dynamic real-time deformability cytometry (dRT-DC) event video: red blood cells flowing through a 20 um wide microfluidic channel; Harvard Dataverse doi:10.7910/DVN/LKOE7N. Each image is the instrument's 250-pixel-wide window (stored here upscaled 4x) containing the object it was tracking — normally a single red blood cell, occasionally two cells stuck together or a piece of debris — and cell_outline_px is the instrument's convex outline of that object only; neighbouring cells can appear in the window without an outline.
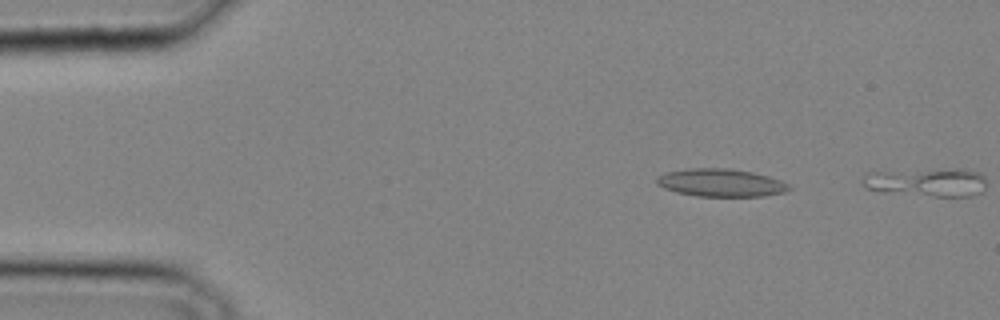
{"species": "common noctule bat (a hibernating species)", "species_latin": "Nyctalus noctula", "temperature_condition": "cold", "stored_images_in_passage": 5, "camera_frame_rate_fps": 3000, "um_per_image_px": 0.085, "animal": {"sex": "male", "body_mass_g": 20.4}, "frame": {"image": 1, "passage_image": 4, "time_ms": 1.0, "image_size_px": [1000, 320], "cell_outline_px": [[792, 188], [784, 192], [764, 196], [696, 196], [676, 192], [664, 188], [656, 184], [656, 176], [664, 172], [688, 168], [728, 168], [752, 172], [768, 176], [792, 184]], "centroid_in_image_um": [61.26, 15.53], "position_along_channel_um": 23.7, "area_um2": 21.68}}